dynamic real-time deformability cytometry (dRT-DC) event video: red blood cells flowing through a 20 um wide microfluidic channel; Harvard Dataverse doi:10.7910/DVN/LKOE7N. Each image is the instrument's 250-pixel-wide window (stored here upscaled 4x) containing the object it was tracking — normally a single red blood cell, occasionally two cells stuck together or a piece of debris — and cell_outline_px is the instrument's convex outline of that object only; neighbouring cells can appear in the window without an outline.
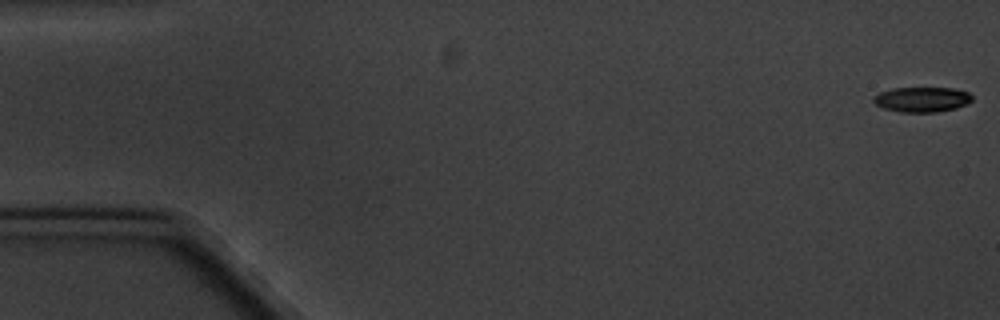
{"species": "common noctule bat (a hibernating species)", "species_latin": "Nyctalus noctula", "temperature_condition": "cold", "stored_images_in_passage": 3, "camera_frame_rate_fps": 3000, "um_per_image_px": 0.085, "animal": {"sex": "male", "body_mass_g": 20.1, "forearm_length_mm": 53.5}, "frame": {"image": 1, "passage_image": 1, "time_ms": 0.0, "image_size_px": [1000, 320], "cell_outline_px": [[972, 100], [968, 104], [956, 108], [936, 112], [900, 112], [884, 108], [876, 104], [872, 100], [880, 92], [892, 88], [952, 88], [968, 92], [972, 96]], "centroid_in_image_um": [78.39, 8.45], "position_along_channel_um": 6.6, "area_um2": 14.33}}